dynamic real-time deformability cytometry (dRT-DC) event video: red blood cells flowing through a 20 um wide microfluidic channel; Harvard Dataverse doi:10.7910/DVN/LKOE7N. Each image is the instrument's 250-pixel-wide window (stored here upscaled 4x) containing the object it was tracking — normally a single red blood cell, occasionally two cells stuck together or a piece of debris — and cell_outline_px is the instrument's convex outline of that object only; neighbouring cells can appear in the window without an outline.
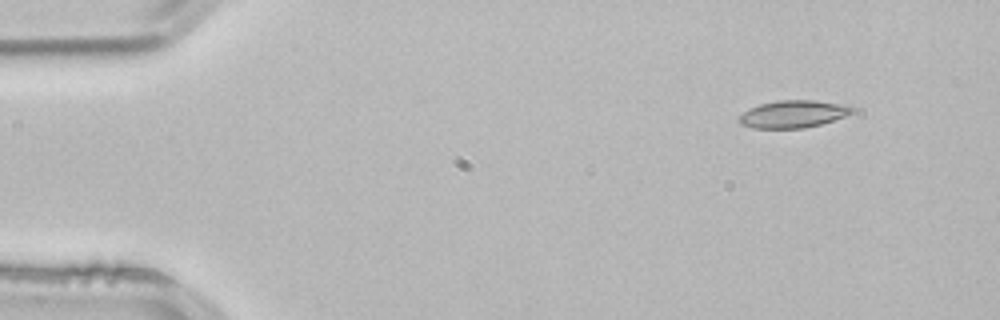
{"species": "common noctule bat (a hibernating species)", "species_latin": "Nyctalus noctula", "temperature_condition": "room temperature", "stored_images_in_passage": 3, "camera_frame_rate_fps": 3000, "um_per_image_px": 0.085, "animal": {"sex": "male", "body_mass_g": 21.5, "forearm_length_mm": 52.0}, "frame": {"image": 1, "passage_image": 1, "time_ms": 0.0, "image_size_px": [1000, 320], "cell_outline_px": [[856, 108], [852, 112], [844, 116], [820, 124], [804, 128], [752, 128], [740, 124], [740, 116], [744, 112], [760, 104], [776, 100], [816, 100]], "centroid_in_image_um": [67.39, 9.7], "position_along_channel_um": 17.6, "area_um2": 17.63}}
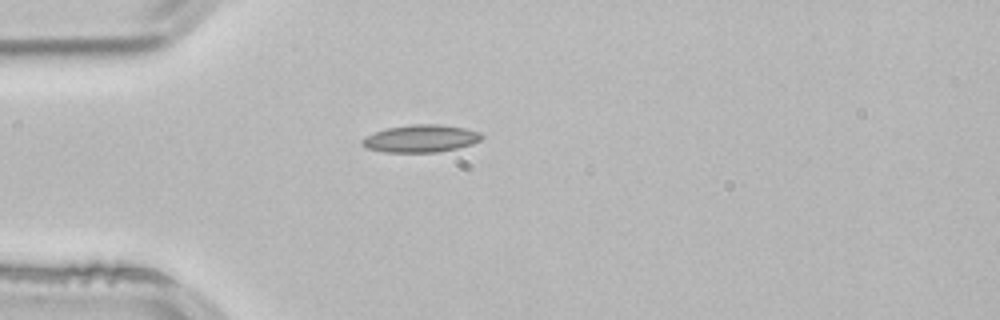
{"frame": {"image": 2, "passage_image": 3, "time_ms": 0.667, "image_size_px": [1000, 320], "cell_outline_px": [[484, 136], [480, 140], [472, 144], [456, 148], [436, 152], [384, 152], [368, 148], [360, 144], [360, 140], [376, 132], [388, 128], [412, 124], [440, 124], [464, 128], [480, 132]], "centroid_in_image_um": [35.78, 11.77], "position_along_channel_um": 49.2, "area_um2": 18.96}}